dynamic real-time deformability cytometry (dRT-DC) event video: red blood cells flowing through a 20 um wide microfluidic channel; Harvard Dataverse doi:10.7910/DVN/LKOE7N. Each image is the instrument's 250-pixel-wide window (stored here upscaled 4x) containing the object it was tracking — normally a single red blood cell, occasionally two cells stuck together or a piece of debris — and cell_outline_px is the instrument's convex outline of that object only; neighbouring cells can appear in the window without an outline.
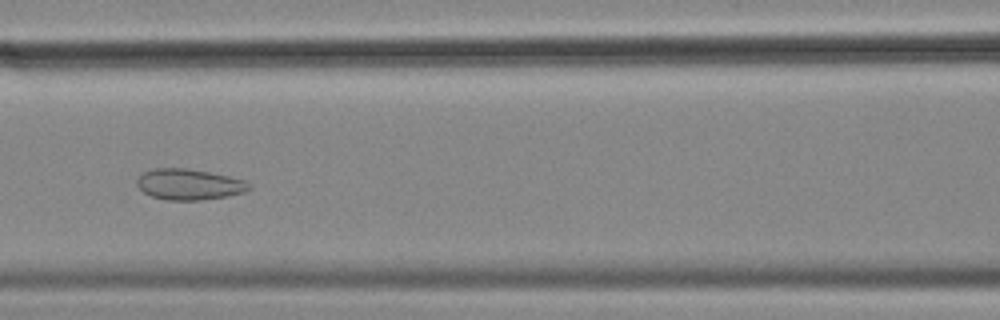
{"species": "common noctule bat (a hibernating species)", "species_latin": "Nyctalus noctula", "temperature_condition": "cold", "stored_images_in_passage": 15, "camera_frame_rate_fps": 3000, "um_per_image_px": 0.085, "animal": {"sex": "female", "body_mass_g": 18.4}, "frame": {"image": 1, "passage_image": 7, "time_ms": 2.0, "image_size_px": [1000, 320], "cell_outline_px": [[252, 188], [244, 192], [224, 196], [200, 200], [168, 200], [152, 196], [144, 192], [136, 184], [136, 180], [144, 172], [152, 168], [188, 168], [228, 176], [244, 180], [252, 184]], "centroid_in_image_um": [16.07, 15.66], "position_along_channel_um": 150.5, "area_um2": 20.06}}
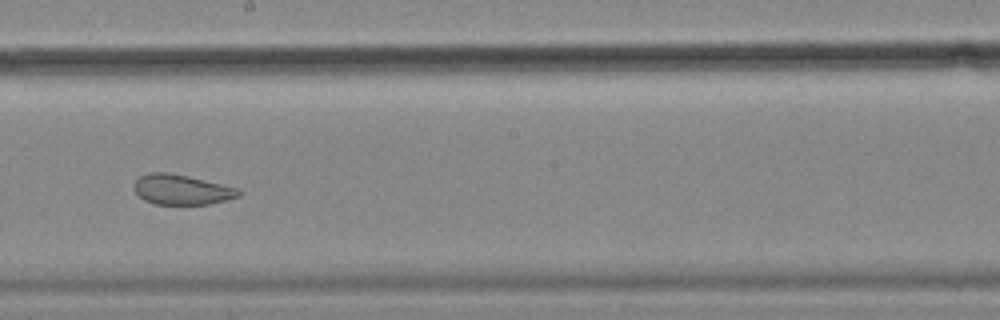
{"frame": {"image": 2, "passage_image": 9, "time_ms": 2.667, "image_size_px": [1000, 320], "cell_outline_px": [[244, 192], [240, 196], [228, 200], [208, 204], [156, 204], [144, 200], [136, 192], [132, 184], [140, 176], [152, 172], [168, 172], [188, 176], [240, 188]], "centroid_in_image_um": [15.49, 16.11], "position_along_channel_um": 232.7, "area_um2": 18.5}}